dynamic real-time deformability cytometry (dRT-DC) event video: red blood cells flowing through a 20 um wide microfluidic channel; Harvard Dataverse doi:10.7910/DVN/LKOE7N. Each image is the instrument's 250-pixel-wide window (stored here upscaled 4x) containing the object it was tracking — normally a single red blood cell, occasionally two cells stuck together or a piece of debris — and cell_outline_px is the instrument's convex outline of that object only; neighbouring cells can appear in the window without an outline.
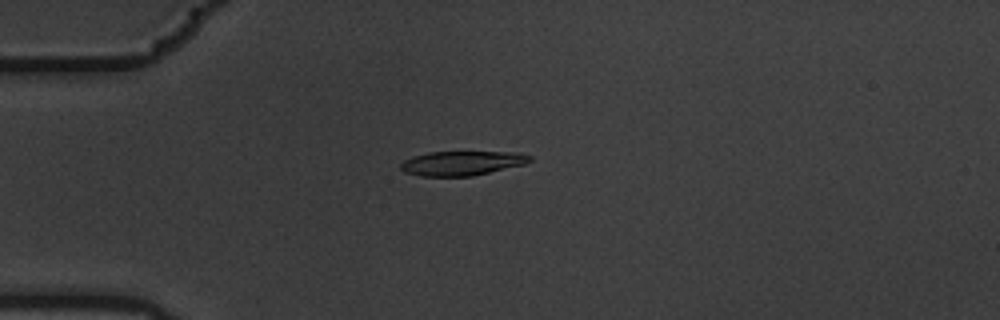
{"species": "common noctule bat (a hibernating species)", "species_latin": "Nyctalus noctula", "temperature_condition": "warm", "stored_images_in_passage": 5, "camera_frame_rate_fps": 3000, "um_per_image_px": 0.085, "animal": {"sex": "male", "body_mass_g": 19.5, "forearm_length_mm": 54.6}, "frame": {"image": 1, "passage_image": 5, "time_ms": 1.333, "image_size_px": [1000, 320], "cell_outline_px": [[532, 160], [524, 164], [472, 176], [420, 176], [404, 172], [400, 168], [400, 164], [404, 160], [412, 156], [428, 152], [516, 152], [532, 156]], "centroid_in_image_um": [39.23, 13.87], "position_along_channel_um": 45.8, "area_um2": 18.32}}